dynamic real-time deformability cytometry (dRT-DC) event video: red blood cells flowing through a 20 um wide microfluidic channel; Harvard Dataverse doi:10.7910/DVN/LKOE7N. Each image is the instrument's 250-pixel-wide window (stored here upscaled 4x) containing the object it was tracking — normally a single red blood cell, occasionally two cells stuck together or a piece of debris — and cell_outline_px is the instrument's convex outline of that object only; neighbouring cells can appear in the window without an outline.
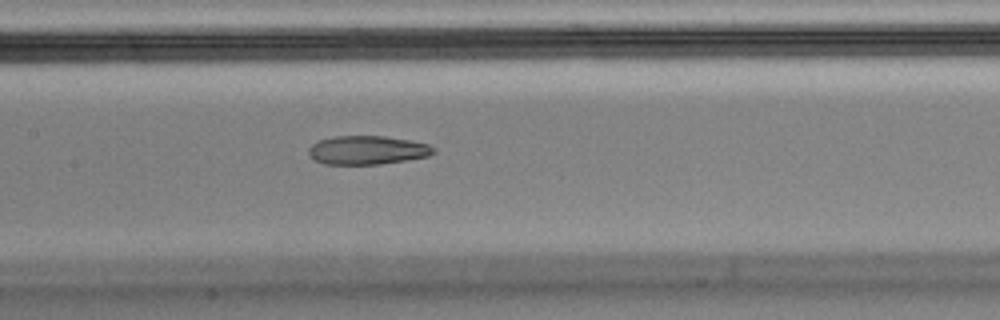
{"species": "Egyptian fruit bat (a non-hibernating species)", "species_latin": "Rousettus aegyptiacus", "temperature_condition": "cold", "stored_images_in_passage": 6, "camera_frame_rate_fps": 3000, "um_per_image_px": 0.085, "animal": {"sex": "male"}, "frame": {"image": 1, "passage_image": 6, "time_ms": 1.667, "image_size_px": [1000, 320], "cell_outline_px": [[436, 152], [428, 156], [408, 160], [380, 164], [324, 164], [312, 160], [308, 152], [308, 148], [312, 144], [320, 140], [332, 136], [384, 136], [408, 140], [428, 144], [436, 148]], "centroid_in_image_um": [31.21, 12.76], "position_along_channel_um": 176.2, "area_um2": 21.04}}